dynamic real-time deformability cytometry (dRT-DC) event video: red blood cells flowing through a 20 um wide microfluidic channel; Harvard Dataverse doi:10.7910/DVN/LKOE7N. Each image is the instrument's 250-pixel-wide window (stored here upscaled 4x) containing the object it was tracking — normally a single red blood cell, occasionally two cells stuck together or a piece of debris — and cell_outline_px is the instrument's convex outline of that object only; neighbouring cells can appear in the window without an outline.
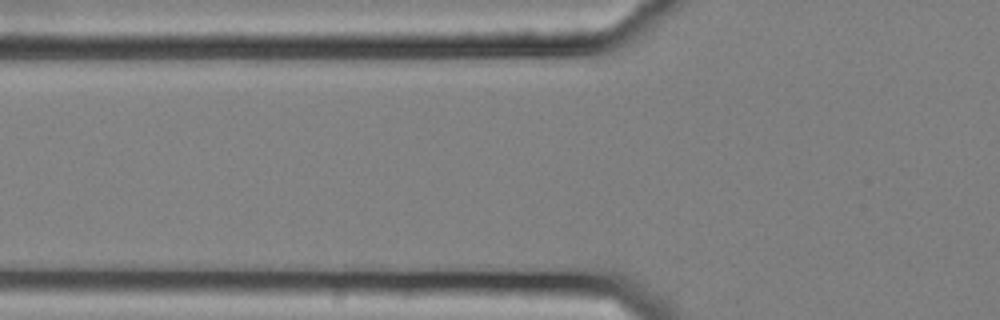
{"species": "common noctule bat (a hibernating species)", "species_latin": "Nyctalus noctula", "temperature_condition": "cold", "stored_images_in_passage": 3, "camera_frame_rate_fps": 3000, "um_per_image_px": 0.085, "animal": {"sex": "female", "body_mass_g": 25.1}, "frame": {"image": 1, "passage_image": 2, "time_ms": 0.333, "image_size_px": [1000, 320], "cell_outline_px": [[612, 296], [608, 300], [592, 300], [444, 296], [428, 292], [420, 288], [420, 284], [548, 284], [580, 288], [604, 292]], "centroid_in_image_um": [43.83, 24.77], "position_along_channel_um": 82.0, "area_um2": 16.65}}